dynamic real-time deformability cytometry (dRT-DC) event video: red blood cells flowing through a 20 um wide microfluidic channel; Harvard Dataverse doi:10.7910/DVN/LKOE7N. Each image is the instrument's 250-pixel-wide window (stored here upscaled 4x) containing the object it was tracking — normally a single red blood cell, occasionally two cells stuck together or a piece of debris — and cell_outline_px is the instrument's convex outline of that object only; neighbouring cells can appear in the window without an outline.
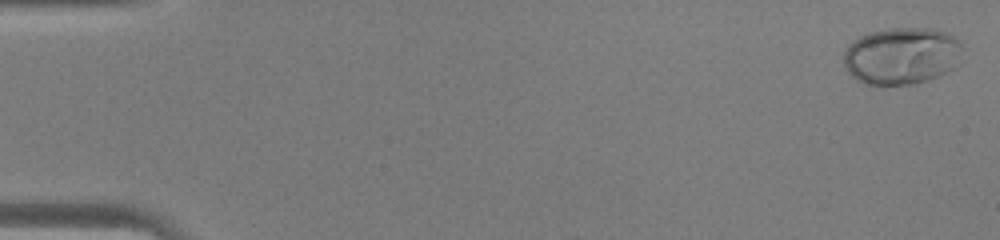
{"species": "human", "species_latin": "Homo sapiens", "temperature_condition": "warm", "stored_images_in_passage": 46, "camera_frame_rate_fps": 3000, "um_per_image_px": 0.085, "donor": {"sex": "male"}, "frame": {"image": 1, "passage_image": 1, "time_ms": 0.0, "image_size_px": [1000, 240], "cell_outline_px": [[960, 48], [952, 68], [936, 76], [912, 84], [876, 88], [864, 84], [856, 80], [844, 68], [844, 52], [848, 44], [860, 36], [868, 32], [888, 28], [932, 28], [944, 32], [960, 40]], "centroid_in_image_um": [76.52, 4.77], "position_along_channel_um": 8.5, "area_um2": 39.71}}
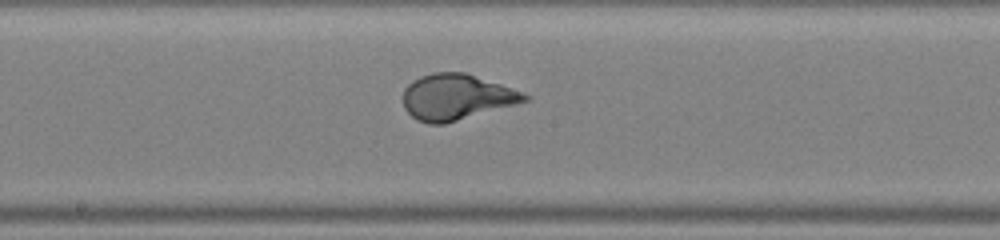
{"frame": {"image": 2, "passage_image": 25, "time_ms": 8.0, "image_size_px": [1000, 240], "cell_outline_px": [[532, 100], [444, 124], [428, 124], [416, 120], [404, 108], [404, 88], [412, 80], [420, 76], [432, 72], [464, 72], [500, 84], [532, 96]], "centroid_in_image_um": [38.8, 8.25], "position_along_channel_um": 209.4, "area_um2": 32.48}}
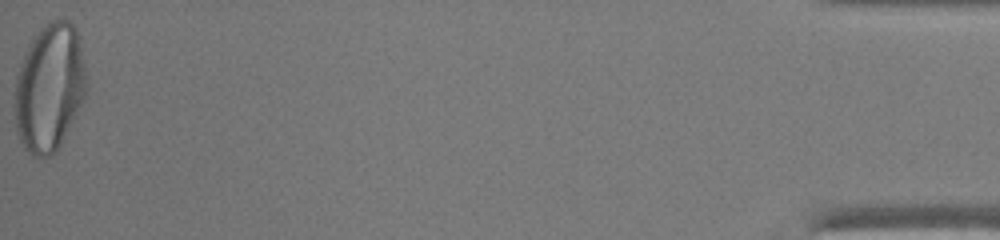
{"frame": {"image": 3, "passage_image": 46, "time_ms": 15.0, "image_size_px": [1000, 240], "cell_outline_px": [[88, 84], [84, 96], [56, 152], [48, 156], [32, 156], [24, 148], [16, 132], [12, 104], [16, 76], [20, 64], [36, 32], [44, 24], [52, 20], [68, 20], [76, 28], [88, 80]], "centroid_in_image_um": [4.16, 7.45], "position_along_channel_um": 431.0, "area_um2": 53.47}}